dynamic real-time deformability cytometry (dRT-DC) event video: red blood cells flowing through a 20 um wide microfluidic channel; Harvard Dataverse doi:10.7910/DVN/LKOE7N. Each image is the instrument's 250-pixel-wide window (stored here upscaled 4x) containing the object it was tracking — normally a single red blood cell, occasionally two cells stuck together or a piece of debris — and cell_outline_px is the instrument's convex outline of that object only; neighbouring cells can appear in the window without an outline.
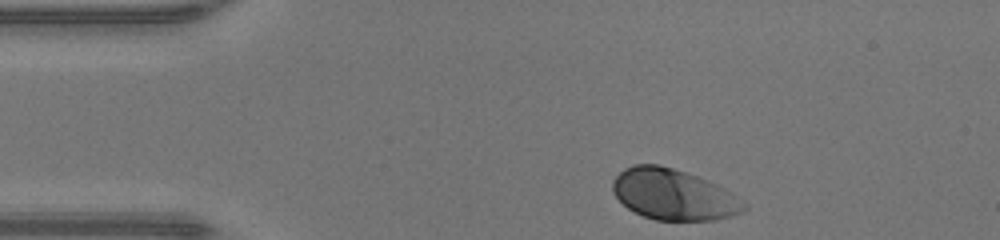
{"species": "human", "species_latin": "Homo sapiens", "temperature_condition": "warm", "stored_images_in_passage": 32, "camera_frame_rate_fps": 3000, "um_per_image_px": 0.085, "donor": {"sex": "male"}, "frame": {"image": 1, "passage_image": 1, "time_ms": 0.0, "image_size_px": [1000, 240], "cell_outline_px": [[748, 208], [744, 212], [732, 216], [712, 220], [656, 220], [644, 216], [628, 208], [612, 192], [612, 180], [624, 168], [632, 164], [660, 164], [708, 180], [732, 192], [748, 204]], "centroid_in_image_um": [57.28, 16.53], "position_along_channel_um": 27.7, "area_um2": 39.02}}
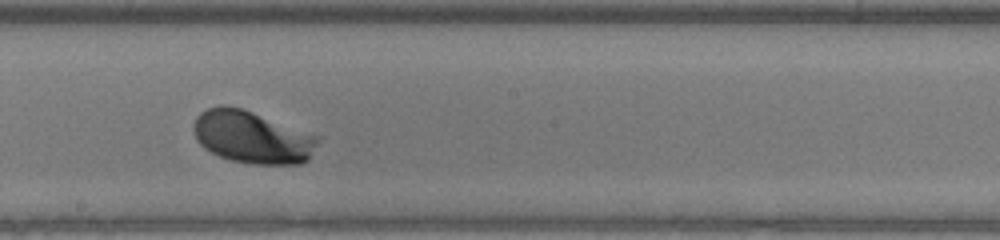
{"frame": {"image": 2, "passage_image": 19, "time_ms": 6.0, "image_size_px": [1000, 240], "cell_outline_px": [[320, 140], [308, 160], [300, 164], [252, 164], [232, 160], [220, 156], [204, 148], [196, 140], [192, 128], [192, 124], [196, 116], [200, 112], [208, 108], [220, 104], [224, 104], [240, 108], [252, 112], [320, 136]], "centroid_in_image_um": [21.41, 11.65], "position_along_channel_um": 226.8, "area_um2": 38.09}}
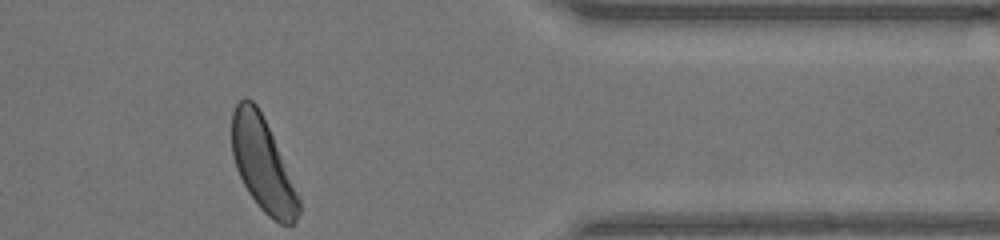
{"frame": {"image": 3, "passage_image": 32, "time_ms": 10.333, "image_size_px": [1000, 240], "cell_outline_px": [[300, 212], [296, 224], [280, 224], [268, 216], [260, 208], [248, 192], [236, 168], [232, 156], [232, 112], [236, 104], [244, 96], [252, 100], [256, 104], [272, 136], [300, 200]], "centroid_in_image_um": [22.31, 14.0], "position_along_channel_um": 389.1, "area_um2": 35.78}, "authors_computed_cell_mechanics": {"area_um2": 37.281, "velocity_mm_per_s": 4.3018, "shape_relaxation_time_tau1_ms": 0.9786, "shape_relaxation_time_tau2_ms": null, "deformation_change_tau1": 0.0942, "deformation_change_tau2": null}}